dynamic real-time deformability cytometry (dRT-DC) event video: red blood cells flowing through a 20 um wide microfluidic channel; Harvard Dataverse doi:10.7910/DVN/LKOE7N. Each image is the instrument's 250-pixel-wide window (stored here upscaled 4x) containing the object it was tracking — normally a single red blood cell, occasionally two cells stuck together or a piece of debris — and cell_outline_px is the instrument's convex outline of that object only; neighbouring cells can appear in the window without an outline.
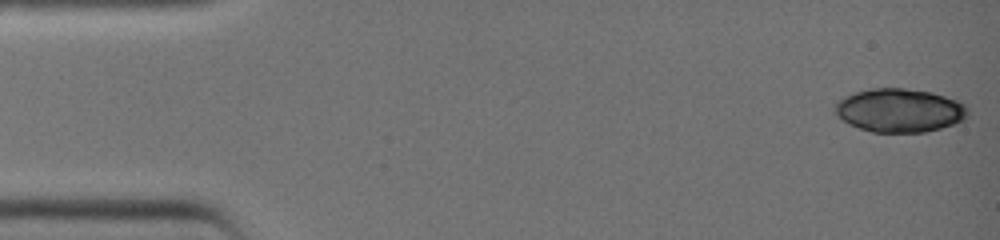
{"species": "common noctule bat (a hibernating species)", "species_latin": "Nyctalus noctula", "temperature_condition": "warm", "stored_images_in_passage": 27, "camera_frame_rate_fps": 3000, "um_per_image_px": 0.085, "animal": {"sex": "female", "body_mass_g": 19.0, "forearm_length_mm": 51.5}, "frame": {"image": 1, "passage_image": 1, "time_ms": 0.0, "image_size_px": [1000, 240], "cell_outline_px": [[968, 116], [964, 120], [940, 128], [924, 132], [872, 132], [848, 124], [840, 120], [836, 116], [836, 100], [852, 92], [868, 88], [904, 88], [932, 92], [956, 100], [964, 104], [968, 108]], "centroid_in_image_um": [76.42, 9.37], "position_along_channel_um": 8.6, "area_um2": 33.99}}